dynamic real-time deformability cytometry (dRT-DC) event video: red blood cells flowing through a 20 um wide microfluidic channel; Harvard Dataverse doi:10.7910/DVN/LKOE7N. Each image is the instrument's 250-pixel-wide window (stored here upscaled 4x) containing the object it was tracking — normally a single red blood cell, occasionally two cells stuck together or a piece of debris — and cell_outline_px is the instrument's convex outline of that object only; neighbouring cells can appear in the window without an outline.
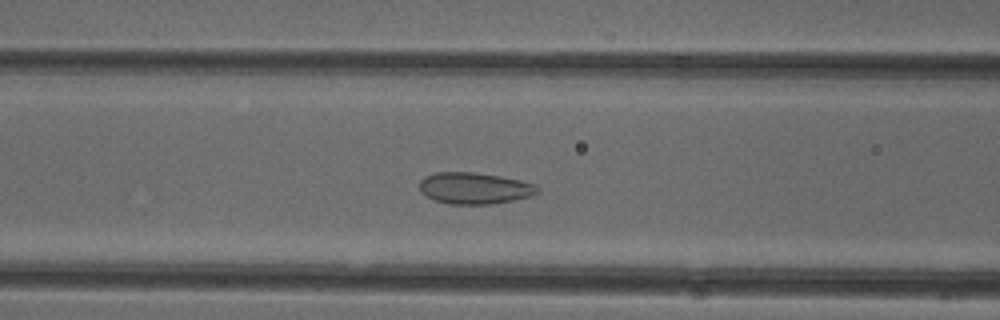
{"species": "common noctule bat (a hibernating species)", "species_latin": "Nyctalus noctula", "temperature_condition": "cold", "stored_images_in_passage": 50, "camera_frame_rate_fps": 3000, "um_per_image_px": 0.085, "animal": {"sex": "female"}, "frame": {"image": 1, "passage_image": 18, "time_ms": 5.667, "image_size_px": [1000, 320], "cell_outline_px": [[540, 192], [532, 196], [492, 204], [448, 204], [436, 200], [420, 192], [420, 180], [424, 176], [436, 172], [472, 172], [500, 176], [520, 180], [536, 184], [540, 188]], "centroid_in_image_um": [40.36, 15.99], "position_along_channel_um": 126.2, "area_um2": 21.73}}
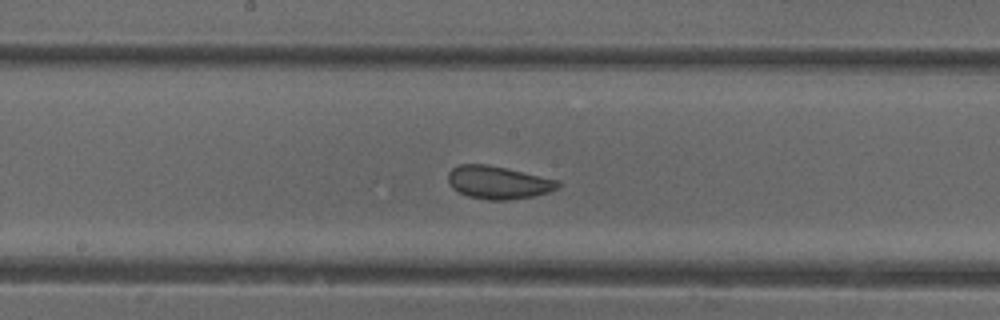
{"frame": {"image": 2, "passage_image": 24, "time_ms": 7.667, "image_size_px": [1000, 320], "cell_outline_px": [[560, 184], [556, 188], [548, 192], [532, 196], [508, 200], [488, 200], [468, 196], [452, 188], [448, 180], [448, 172], [452, 168], [460, 164], [488, 164], [560, 180]], "centroid_in_image_um": [42.33, 15.5], "position_along_channel_um": 205.9, "area_um2": 20.98}}
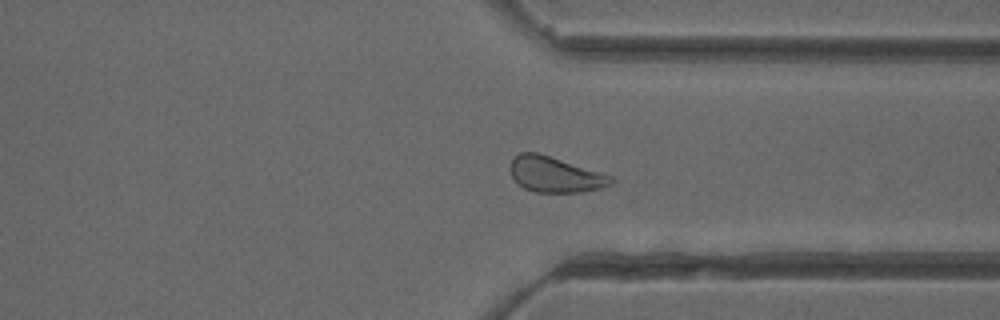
{"frame": {"image": 3, "passage_image": 36, "time_ms": 11.667, "image_size_px": [1000, 320], "cell_outline_px": [[616, 180], [612, 184], [600, 188], [580, 192], [536, 192], [524, 188], [512, 176], [512, 160], [520, 152], [536, 152], [600, 172], [612, 176]], "centroid_in_image_um": [47.22, 14.84], "position_along_channel_um": 364.2, "area_um2": 20.4}, "authors_computed_cell_mechanics": {"area_um2": 21.7906, "velocity_mm_per_s": 3.9709, "shape_relaxation_time_tau1_ms": null, "shape_relaxation_time_tau2_ms": 1.0449, "deformation_change_tau1": null, "deformation_change_tau2": 0.0712}}